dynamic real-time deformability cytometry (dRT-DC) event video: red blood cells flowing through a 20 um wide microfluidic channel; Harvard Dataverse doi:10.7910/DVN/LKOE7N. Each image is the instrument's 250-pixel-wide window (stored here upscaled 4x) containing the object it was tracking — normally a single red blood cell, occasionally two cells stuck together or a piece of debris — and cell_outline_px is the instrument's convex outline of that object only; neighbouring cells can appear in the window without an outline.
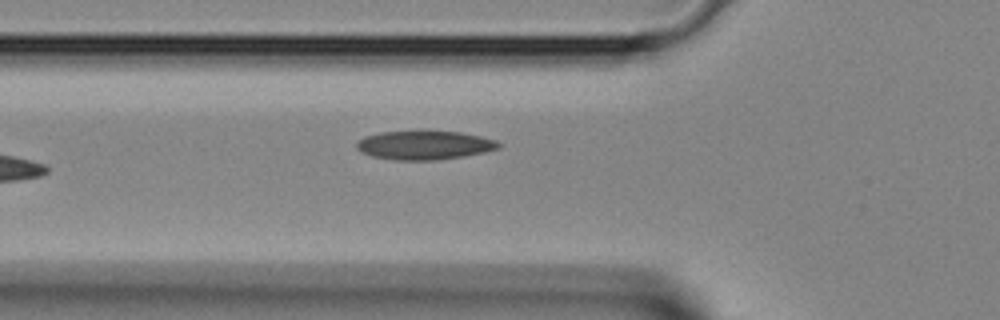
{"species": "Egyptian fruit bat (a non-hibernating species)", "species_latin": "Rousettus aegyptiacus", "temperature_condition": "room temperature", "stored_images_in_passage": 3, "camera_frame_rate_fps": 3000, "um_per_image_px": 0.085, "animal": {"sex": "female"}, "frame": {"image": 1, "passage_image": 3, "time_ms": 0.667, "image_size_px": [1000, 320], "cell_outline_px": [[500, 148], [484, 152], [464, 156], [436, 160], [396, 160], [372, 156], [360, 152], [356, 148], [356, 140], [364, 136], [380, 132], [460, 132], [480, 136], [496, 140], [500, 144]], "centroid_in_image_um": [36.04, 12.35], "position_along_channel_um": 89.8, "area_um2": 23.7}}